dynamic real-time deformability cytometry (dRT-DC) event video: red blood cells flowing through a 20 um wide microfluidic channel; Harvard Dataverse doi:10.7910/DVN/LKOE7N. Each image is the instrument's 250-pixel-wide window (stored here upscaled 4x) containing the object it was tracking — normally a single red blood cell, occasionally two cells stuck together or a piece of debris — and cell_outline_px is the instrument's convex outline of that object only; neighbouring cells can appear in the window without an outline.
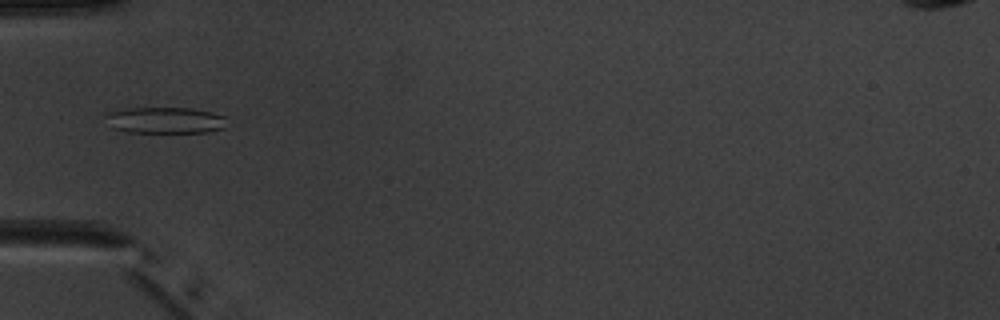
{"species": "common noctule bat (a hibernating species)", "species_latin": "Nyctalus noctula", "temperature_condition": "warm", "stored_images_in_passage": 3, "camera_frame_rate_fps": 3000, "um_per_image_px": 0.085, "animal": {"sex": "male", "body_mass_g": 20.1, "forearm_length_mm": 53.5}, "frame": {"image": 1, "passage_image": 3, "time_ms": 3.333, "image_size_px": [1000, 320], "cell_outline_px": [[224, 128], [208, 132], [128, 132], [112, 128], [104, 116], [104, 112], [128, 108], [192, 108], [212, 112], [224, 116]], "centroid_in_image_um": [13.98, 10.21], "position_along_channel_um": 71.0, "area_um2": 18.61}}